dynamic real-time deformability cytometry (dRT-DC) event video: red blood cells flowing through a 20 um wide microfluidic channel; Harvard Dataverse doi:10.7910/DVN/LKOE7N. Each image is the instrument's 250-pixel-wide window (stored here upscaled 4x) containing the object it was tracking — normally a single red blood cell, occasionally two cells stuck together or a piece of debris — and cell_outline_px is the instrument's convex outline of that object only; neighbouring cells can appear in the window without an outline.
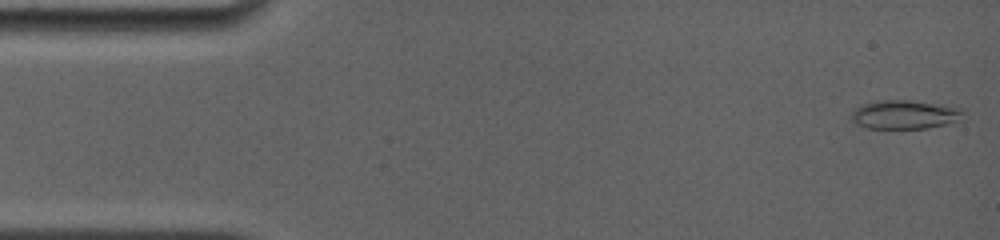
{"species": "common noctule bat (a hibernating species)", "species_latin": "Nyctalus noctula", "temperature_condition": "room temperature", "stored_images_in_passage": 29, "camera_frame_rate_fps": 4000, "um_per_image_px": 0.085, "animal": {"sex": "female", "body_mass_g": 19.0, "forearm_length_mm": 56.7}, "frame": {"image": 1, "passage_image": 1, "time_ms": 0.0, "image_size_px": [1000, 240], "cell_outline_px": [[964, 120], [928, 128], [868, 128], [852, 120], [852, 112], [860, 104], [880, 100], [908, 100], [944, 104], [964, 108]], "centroid_in_image_um": [77.0, 9.72], "position_along_channel_um": 8.0, "area_um2": 19.02}}
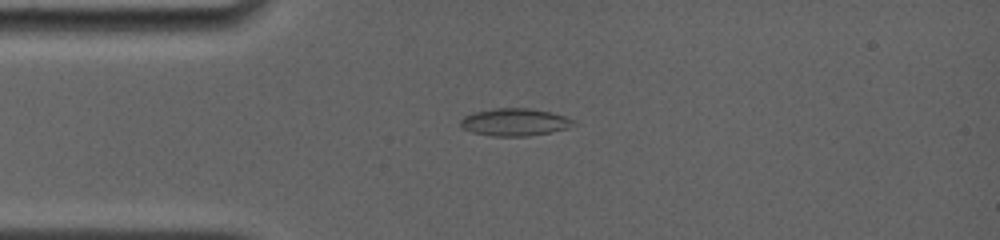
{"frame": {"image": 2, "passage_image": 16, "time_ms": 3.5, "image_size_px": [1000, 240], "cell_outline_px": [[576, 120], [568, 128], [528, 136], [492, 136], [472, 132], [464, 128], [460, 124], [460, 120], [464, 116], [472, 112], [492, 108], [532, 108], [564, 116]], "centroid_in_image_um": [43.71, 10.37], "position_along_channel_um": 41.3, "area_um2": 17.98}}
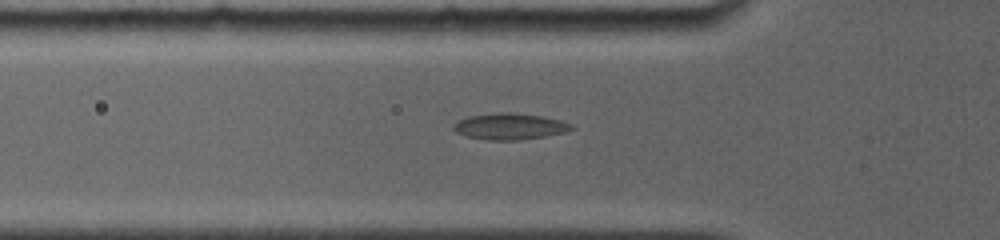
{"frame": {"image": 3, "passage_image": 24, "time_ms": 5.0, "image_size_px": [1000, 240], "cell_outline_px": [[576, 128], [568, 132], [520, 140], [488, 140], [468, 136], [456, 132], [452, 128], [452, 124], [468, 116], [500, 112], [508, 112], [544, 116], [560, 120], [572, 124]], "centroid_in_image_um": [43.37, 10.74], "position_along_channel_um": 82.4, "area_um2": 18.15}}